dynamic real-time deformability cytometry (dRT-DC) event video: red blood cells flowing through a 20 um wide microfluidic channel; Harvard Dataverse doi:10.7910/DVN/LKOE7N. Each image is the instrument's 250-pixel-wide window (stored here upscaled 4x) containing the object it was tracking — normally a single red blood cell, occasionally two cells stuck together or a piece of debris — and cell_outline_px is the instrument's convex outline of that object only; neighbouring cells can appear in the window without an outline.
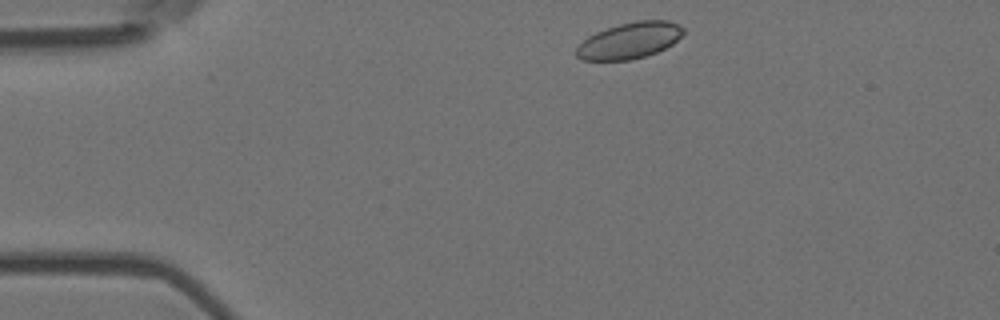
{"species": "Egyptian fruit bat (a non-hibernating species)", "species_latin": "Rousettus aegyptiacus", "temperature_condition": "room temperature", "stored_images_in_passage": 3, "camera_frame_rate_fps": 3000, "um_per_image_px": 0.085, "animal": {"sex": "female"}, "frame": {"image": 1, "passage_image": 1, "time_ms": 0.0, "image_size_px": [1000, 320], "cell_outline_px": [[684, 32], [672, 44], [656, 52], [644, 56], [628, 60], [580, 60], [576, 56], [576, 48], [588, 36], [596, 32], [620, 24], [636, 20], [668, 20], [680, 24], [684, 28]], "centroid_in_image_um": [53.51, 3.44], "position_along_channel_um": 31.5, "area_um2": 22.43}}
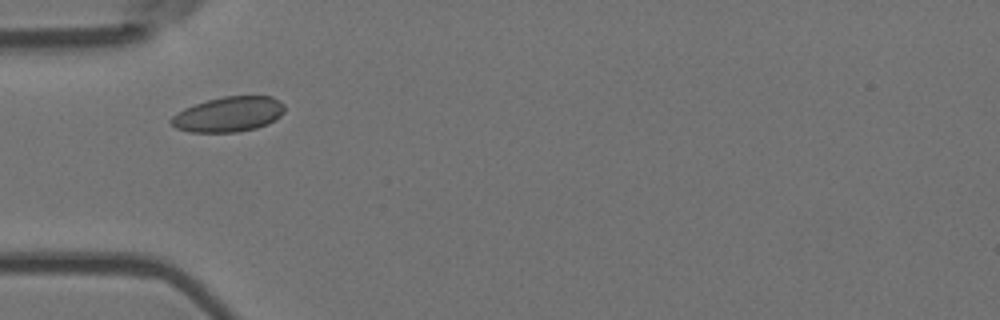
{"frame": {"image": 2, "passage_image": 3, "time_ms": 0.667, "image_size_px": [1000, 320], "cell_outline_px": [[284, 112], [276, 120], [268, 124], [256, 128], [236, 132], [192, 132], [176, 128], [168, 120], [176, 112], [184, 108], [208, 100], [224, 96], [272, 96], [280, 100], [284, 104]], "centroid_in_image_um": [19.45, 9.71], "position_along_channel_um": 65.6, "area_um2": 23.29}}